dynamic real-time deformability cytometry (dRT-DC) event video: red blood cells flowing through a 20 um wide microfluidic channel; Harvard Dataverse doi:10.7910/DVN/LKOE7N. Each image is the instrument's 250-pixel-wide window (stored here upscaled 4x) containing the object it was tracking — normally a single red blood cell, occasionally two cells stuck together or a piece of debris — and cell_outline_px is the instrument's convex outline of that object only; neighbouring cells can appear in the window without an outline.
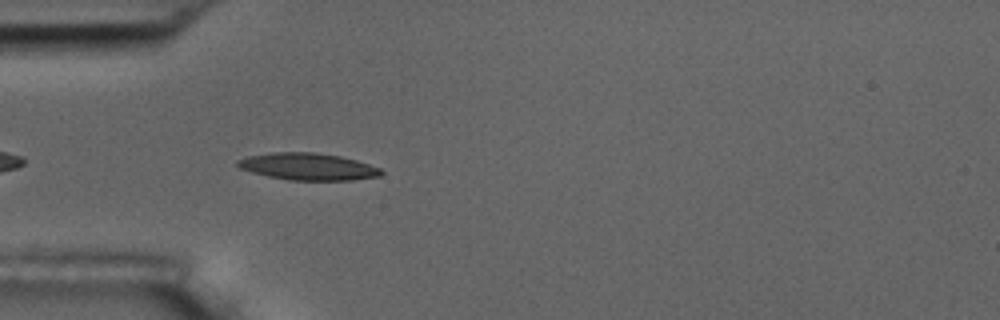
{"species": "common noctule bat (a hibernating species)", "species_latin": "Nyctalus noctula", "temperature_condition": "room temperature", "stored_images_in_passage": 5, "camera_frame_rate_fps": 3000, "um_per_image_px": 0.085, "animal": {"sex": "male", "body_mass_g": 17.5, "forearm_length_mm": 52.3}, "frame": {"image": 1, "passage_image": 5, "time_ms": 4.333, "image_size_px": [1000, 320], "cell_outline_px": [[384, 172], [380, 176], [352, 180], [288, 180], [268, 176], [252, 172], [240, 168], [236, 164], [236, 160], [248, 156], [272, 152], [316, 152], [340, 156], [356, 160], [380, 168]], "centroid_in_image_um": [26.17, 14.16], "position_along_channel_um": 58.8, "area_um2": 22.6}}